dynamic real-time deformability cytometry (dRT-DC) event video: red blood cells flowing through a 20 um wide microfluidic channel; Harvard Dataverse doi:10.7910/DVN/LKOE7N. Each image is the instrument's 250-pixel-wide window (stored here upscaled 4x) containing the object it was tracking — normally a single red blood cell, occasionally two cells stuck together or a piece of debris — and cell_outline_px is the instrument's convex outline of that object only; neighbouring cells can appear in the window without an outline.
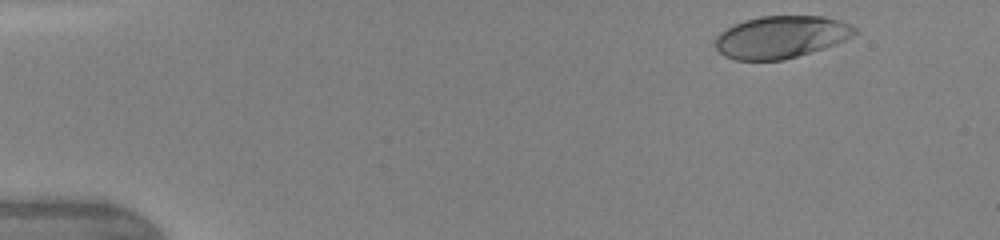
{"species": "human", "species_latin": "Homo sapiens", "temperature_condition": "warm", "stored_images_in_passage": 23, "camera_frame_rate_fps": 3000, "um_per_image_px": 0.085, "donor": {"sex": "female"}, "frame": {"image": 1, "passage_image": 3, "time_ms": 0.333, "image_size_px": [1000, 240], "cell_outline_px": [[860, 32], [836, 44], [784, 60], [736, 60], [724, 56], [716, 48], [716, 36], [720, 32], [744, 20], [760, 16], [824, 16], [848, 24], [856, 28]], "centroid_in_image_um": [66.39, 3.15], "position_along_channel_um": 18.6, "area_um2": 34.16}}
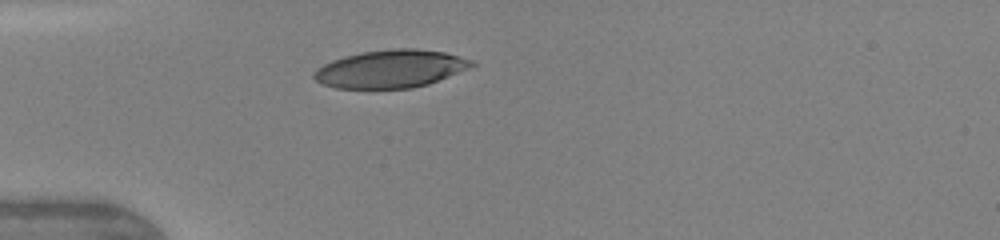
{"frame": {"image": 2, "passage_image": 12, "time_ms": 3.333, "image_size_px": [1000, 240], "cell_outline_px": [[476, 64], [428, 84], [412, 88], [336, 88], [324, 84], [316, 80], [312, 76], [312, 72], [316, 68], [332, 60], [344, 56], [364, 52], [396, 48], [416, 48], [444, 52], [460, 56], [472, 60]], "centroid_in_image_um": [33.16, 5.84], "position_along_channel_um": 51.8, "area_um2": 34.45}}